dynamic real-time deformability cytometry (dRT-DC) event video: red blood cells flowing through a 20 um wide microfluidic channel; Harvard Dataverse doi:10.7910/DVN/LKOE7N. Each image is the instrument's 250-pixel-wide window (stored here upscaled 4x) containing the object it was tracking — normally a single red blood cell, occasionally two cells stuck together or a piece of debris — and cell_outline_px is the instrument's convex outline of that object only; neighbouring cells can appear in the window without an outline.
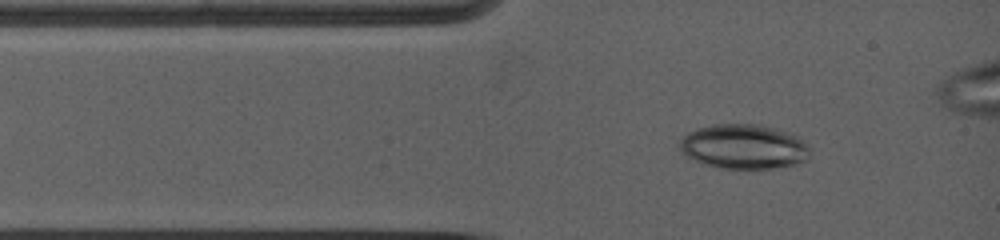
{"species": "common noctule bat (a hibernating species)", "species_latin": "Nyctalus noctula", "temperature_condition": "warm", "stored_images_in_passage": 9, "camera_frame_rate_fps": 5000, "um_per_image_px": 0.085, "animal": {"sex": "female", "body_mass_g": 19.0, "forearm_length_mm": 53.3}, "frame": {"image": 1, "passage_image": 2, "time_ms": 0.6, "image_size_px": [1000, 240], "cell_outline_px": [[808, 156], [804, 160], [792, 164], [772, 168], [716, 168], [704, 164], [688, 156], [680, 148], [680, 140], [688, 132], [696, 128], [712, 124], [760, 124], [796, 136], [808, 144]], "centroid_in_image_um": [63.18, 12.45], "position_along_channel_um": 21.8, "area_um2": 33.35}}
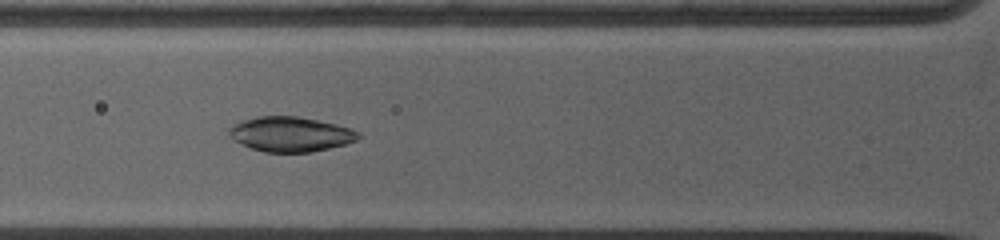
{"frame": {"image": 2, "passage_image": 7, "time_ms": 3.0, "image_size_px": [1000, 240], "cell_outline_px": [[360, 136], [356, 140], [344, 144], [328, 148], [308, 152], [264, 152], [240, 144], [232, 140], [228, 132], [228, 128], [232, 124], [240, 120], [256, 116], [296, 116], [336, 124], [360, 132]], "centroid_in_image_um": [24.62, 11.39], "position_along_channel_um": 101.2, "area_um2": 26.24}}
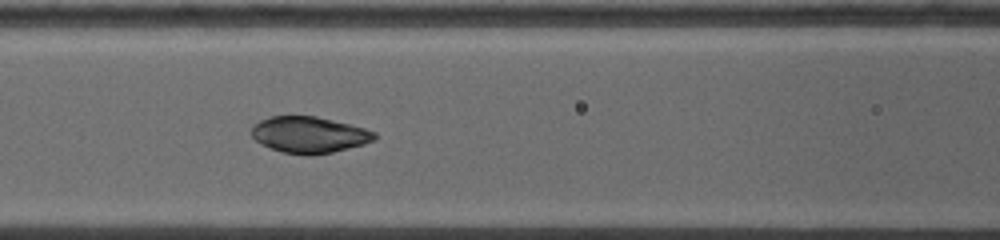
{"frame": {"image": 3, "passage_image": 9, "time_ms": 4.0, "image_size_px": [1000, 240], "cell_outline_px": [[376, 140], [364, 144], [332, 152], [308, 156], [284, 152], [260, 144], [252, 136], [252, 128], [260, 120], [272, 116], [316, 116], [364, 128], [376, 132]], "centroid_in_image_um": [26.29, 11.46], "position_along_channel_um": 140.3, "area_um2": 25.84}}